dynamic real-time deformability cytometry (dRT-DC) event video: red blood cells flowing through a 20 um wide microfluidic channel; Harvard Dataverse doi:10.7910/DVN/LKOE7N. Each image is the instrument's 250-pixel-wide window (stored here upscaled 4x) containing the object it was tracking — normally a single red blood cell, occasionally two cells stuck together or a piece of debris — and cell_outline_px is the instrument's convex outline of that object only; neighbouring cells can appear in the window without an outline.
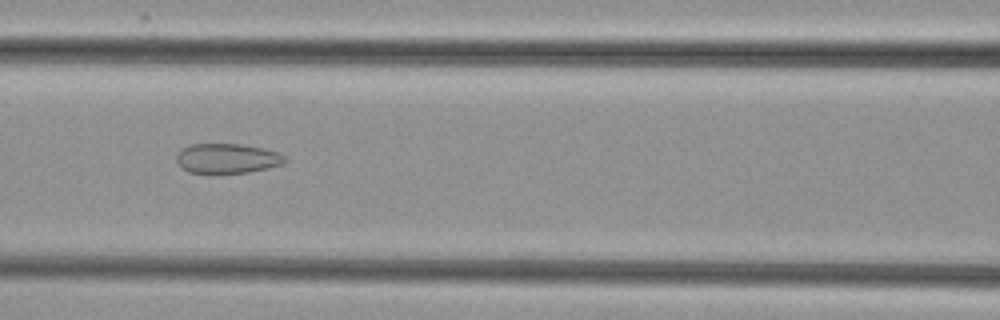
{"species": "common noctule bat (a hibernating species)", "species_latin": "Nyctalus noctula", "temperature_condition": "cold", "stored_images_in_passage": 48, "camera_frame_rate_fps": 3000, "um_per_image_px": 0.085, "animal": {"sex": "female", "body_mass_g": 29.2, "forearm_length_mm": 56.3}, "frame": {"image": 1, "passage_image": 20, "time_ms": 6.333, "image_size_px": [1000, 320], "cell_outline_px": [[288, 160], [284, 164], [268, 168], [248, 172], [216, 176], [188, 172], [180, 168], [176, 164], [176, 156], [180, 148], [192, 144], [240, 144], [264, 148], [280, 152]], "centroid_in_image_um": [19.27, 13.51], "position_along_channel_um": 147.3, "area_um2": 19.83}}
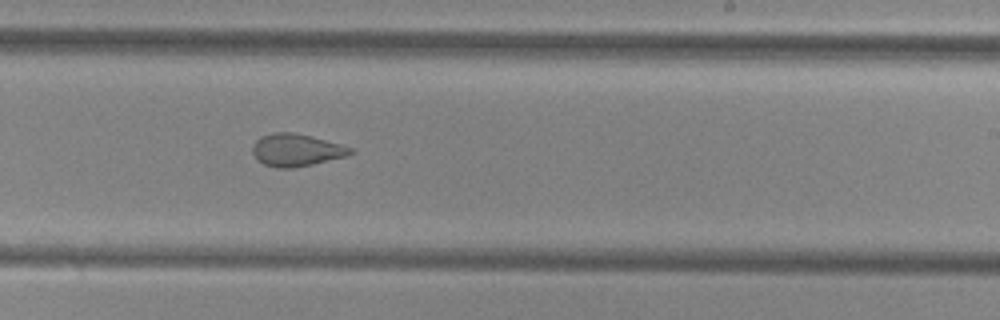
{"frame": {"image": 2, "passage_image": 29, "time_ms": 9.333, "image_size_px": [1000, 320], "cell_outline_px": [[356, 152], [348, 156], [312, 164], [292, 168], [276, 168], [264, 164], [252, 152], [252, 144], [260, 136], [272, 132], [292, 132], [312, 136], [356, 148]], "centroid_in_image_um": [25.24, 12.74], "position_along_channel_um": 263.8, "area_um2": 18.73}}
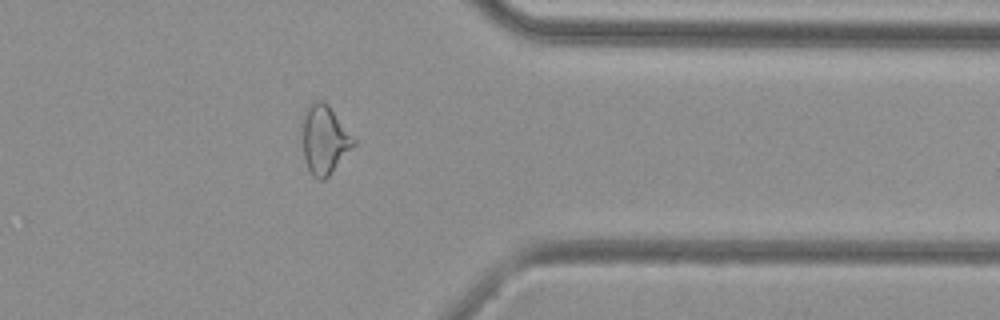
{"frame": {"image": 3, "passage_image": 39, "time_ms": 12.667, "image_size_px": [1000, 320], "cell_outline_px": [[356, 144], [328, 176], [324, 180], [316, 180], [312, 176], [304, 160], [304, 112], [308, 104], [312, 100], [324, 100], [328, 104], [356, 140]], "centroid_in_image_um": [27.59, 11.86], "position_along_channel_um": 383.8, "area_um2": 20.4}}